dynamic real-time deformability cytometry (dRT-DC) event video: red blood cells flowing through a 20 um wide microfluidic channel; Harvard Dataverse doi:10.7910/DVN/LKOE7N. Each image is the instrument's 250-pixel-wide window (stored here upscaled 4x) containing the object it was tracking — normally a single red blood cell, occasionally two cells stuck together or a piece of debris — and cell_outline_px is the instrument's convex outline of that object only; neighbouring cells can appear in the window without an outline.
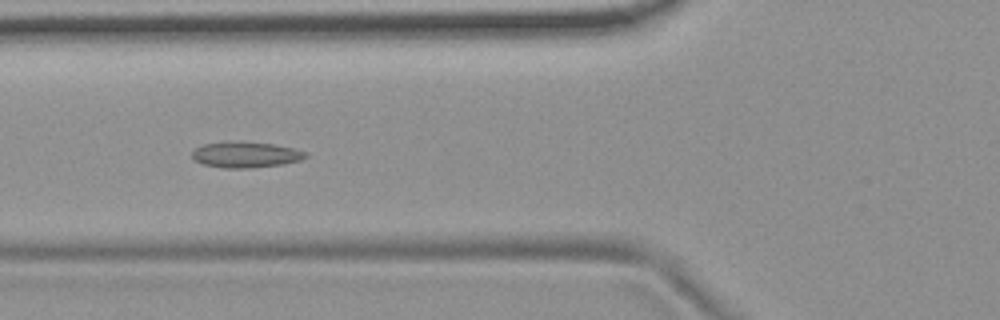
{"species": "common noctule bat (a hibernating species)", "species_latin": "Nyctalus noctula", "temperature_condition": "room temperature", "stored_images_in_passage": 7, "camera_frame_rate_fps": 3000, "um_per_image_px": 0.085, "animal": {"sex": "female", "body_mass_g": 19.9}, "frame": {"image": 1, "passage_image": 6, "time_ms": 6.667, "image_size_px": [1000, 320], "cell_outline_px": [[308, 156], [300, 160], [284, 164], [248, 168], [220, 168], [204, 164], [192, 160], [192, 152], [196, 148], [204, 144], [228, 140], [232, 140], [272, 144], [292, 148], [308, 152]], "centroid_in_image_um": [20.85, 13.14], "position_along_channel_um": 104.9, "area_um2": 17.34}}
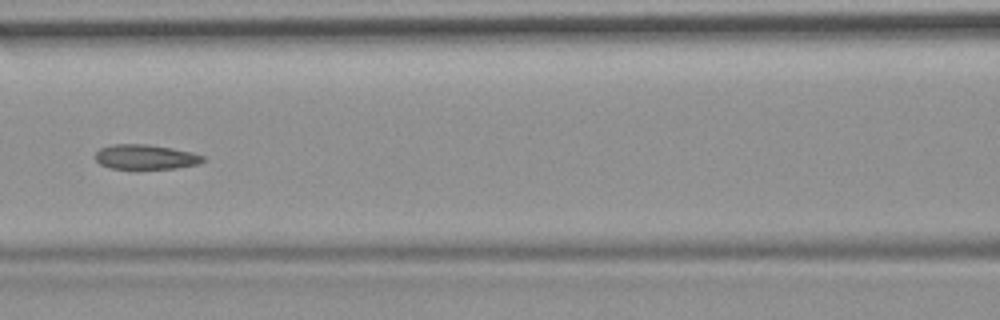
{"frame": {"image": 2, "passage_image": 7, "time_ms": 8.0, "image_size_px": [1000, 320], "cell_outline_px": [[208, 160], [196, 164], [176, 168], [136, 172], [112, 168], [100, 164], [96, 160], [96, 152], [100, 148], [112, 144], [148, 144], [172, 148], [192, 152], [204, 156]], "centroid_in_image_um": [12.38, 13.38], "position_along_channel_um": 154.2, "area_um2": 16.36}}